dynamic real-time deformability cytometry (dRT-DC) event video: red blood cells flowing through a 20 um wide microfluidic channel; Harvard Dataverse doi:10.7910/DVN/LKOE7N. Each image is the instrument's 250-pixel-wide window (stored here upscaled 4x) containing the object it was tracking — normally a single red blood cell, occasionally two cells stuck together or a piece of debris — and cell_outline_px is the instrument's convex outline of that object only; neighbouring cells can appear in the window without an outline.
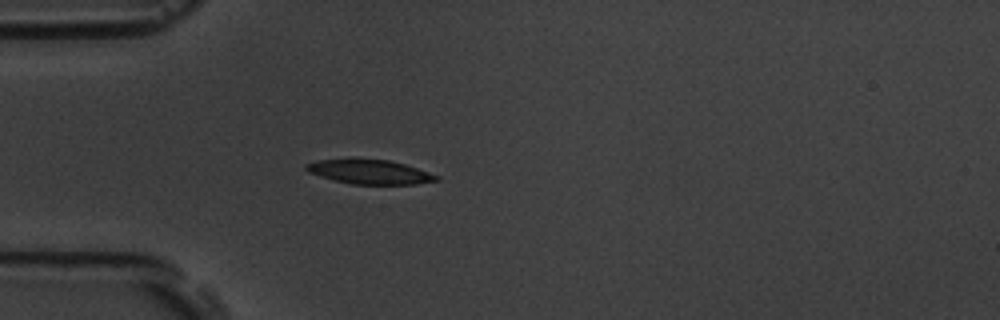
{"species": "common noctule bat (a hibernating species)", "species_latin": "Nyctalus noctula", "temperature_condition": "room temperature", "stored_images_in_passage": 41, "camera_frame_rate_fps": 3000, "um_per_image_px": 0.085, "animal": {"sex": "male", "body_mass_g": 19.5, "forearm_length_mm": 54.6}, "frame": {"image": 1, "passage_image": 1, "time_ms": 0.0, "image_size_px": [1000, 320], "cell_outline_px": [[440, 180], [416, 184], [352, 184], [320, 176], [308, 172], [304, 168], [304, 164], [320, 160], [352, 156], [388, 160], [404, 164], [440, 176]], "centroid_in_image_um": [31.38, 14.57], "position_along_channel_um": 53.6, "area_um2": 18.96}}
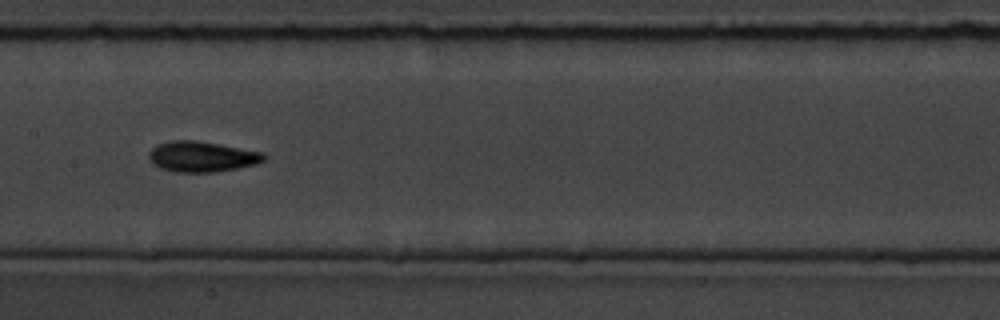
{"frame": {"image": 2, "passage_image": 13, "time_ms": 4.0, "image_size_px": [1000, 320], "cell_outline_px": [[268, 156], [264, 160], [256, 164], [216, 172], [176, 172], [160, 168], [152, 164], [148, 156], [148, 152], [156, 144], [168, 140], [196, 140], [264, 152]], "centroid_in_image_um": [17.13, 13.3], "position_along_channel_um": 190.3, "area_um2": 20.69}}
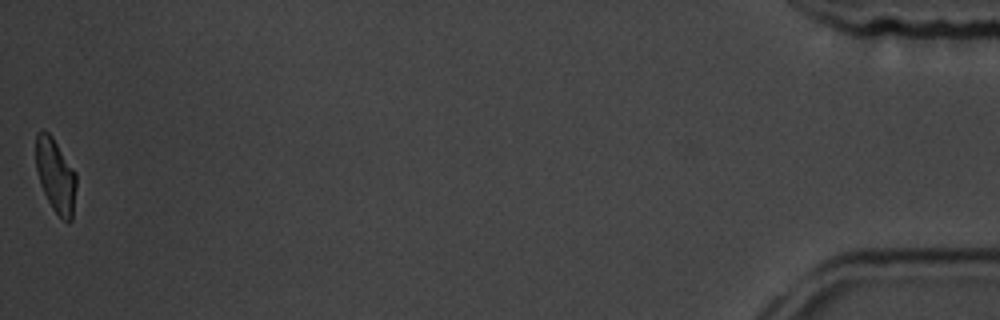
{"frame": {"image": 3, "passage_image": 41, "time_ms": 13.333, "image_size_px": [1000, 320], "cell_outline_px": [[76, 188], [72, 220], [68, 224], [52, 208], [40, 184], [36, 168], [36, 132], [44, 128], [52, 136], [76, 172]], "centroid_in_image_um": [4.73, 14.9], "position_along_channel_um": 430.5, "area_um2": 17.51}, "authors_computed_cell_mechanics": {"area_um2": 19.1896, "velocity_mm_per_s": 3.626, "shape_relaxation_time_tau1_ms": 4.4972, "shape_relaxation_time_tau2_ms": 2.3386, "deformation_change_tau1": 0.1416, "deformation_change_tau2": 0.0818}}